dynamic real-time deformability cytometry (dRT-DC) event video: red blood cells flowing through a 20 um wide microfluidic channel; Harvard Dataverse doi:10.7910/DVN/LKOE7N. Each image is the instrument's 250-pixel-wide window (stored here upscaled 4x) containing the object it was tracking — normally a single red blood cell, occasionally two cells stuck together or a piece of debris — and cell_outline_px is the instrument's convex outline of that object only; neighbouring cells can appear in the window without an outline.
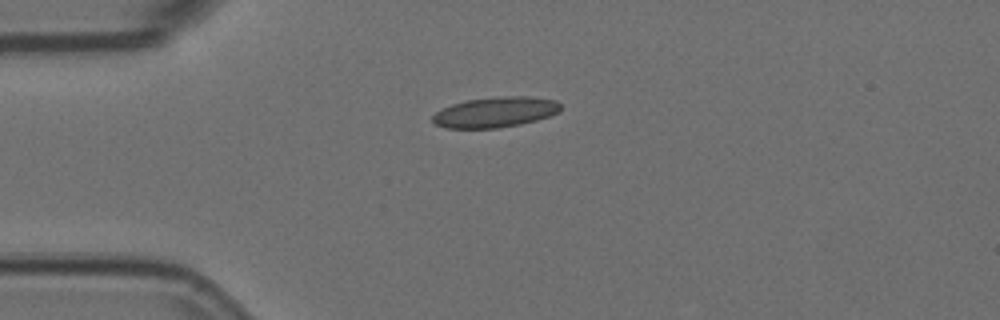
{"species": "Egyptian fruit bat (a non-hibernating species)", "species_latin": "Rousettus aegyptiacus", "temperature_condition": "room temperature", "stored_images_in_passage": 3, "camera_frame_rate_fps": 3000, "um_per_image_px": 0.085, "animal": {"sex": "female"}, "frame": {"image": 1, "passage_image": 1, "time_ms": 0.0, "image_size_px": [1000, 320], "cell_outline_px": [[560, 112], [536, 120], [520, 124], [496, 128], [448, 128], [436, 124], [432, 120], [432, 116], [436, 112], [452, 104], [468, 100], [504, 96], [528, 96], [556, 100], [560, 104]], "centroid_in_image_um": [42.12, 9.53], "position_along_channel_um": 42.9, "area_um2": 22.43}}
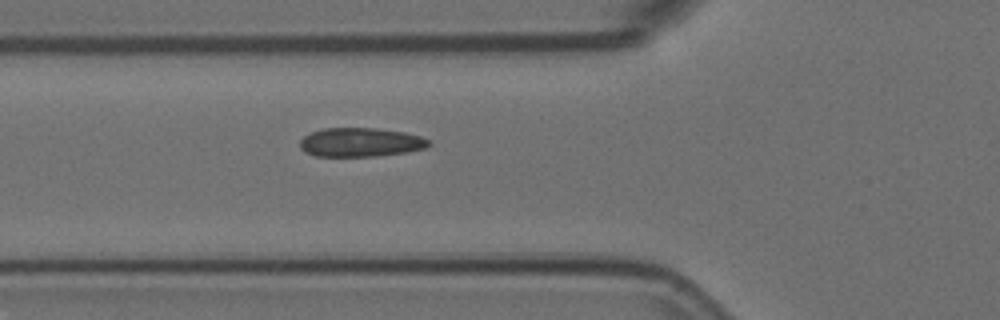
{"frame": {"image": 2, "passage_image": 3, "time_ms": 0.667, "image_size_px": [1000, 320], "cell_outline_px": [[432, 144], [424, 148], [408, 152], [376, 156], [316, 156], [304, 152], [300, 148], [300, 140], [304, 136], [312, 132], [324, 128], [376, 128], [404, 132], [420, 136], [428, 140]], "centroid_in_image_um": [30.64, 12.1], "position_along_channel_um": 95.2, "area_um2": 21.73}}